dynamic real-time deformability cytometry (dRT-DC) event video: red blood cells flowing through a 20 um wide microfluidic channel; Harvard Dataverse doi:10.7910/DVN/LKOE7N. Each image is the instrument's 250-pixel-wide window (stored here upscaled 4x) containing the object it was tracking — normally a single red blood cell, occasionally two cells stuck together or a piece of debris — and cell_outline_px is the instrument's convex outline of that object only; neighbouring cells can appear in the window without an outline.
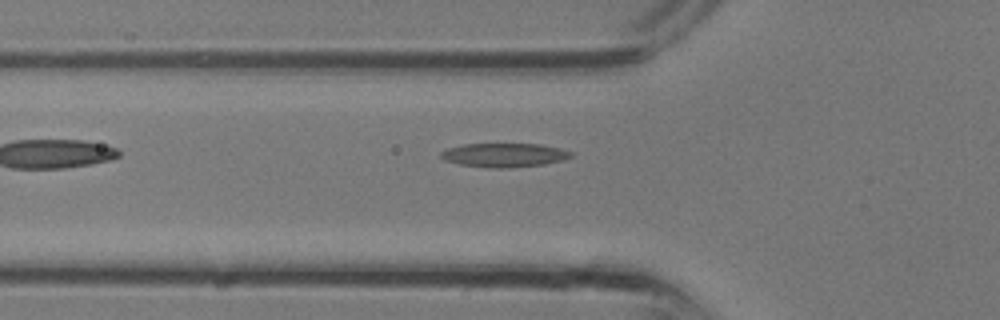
{"species": "common noctule bat (a hibernating species)", "species_latin": "Nyctalus noctula", "temperature_condition": "room temperature", "stored_images_in_passage": 3, "camera_frame_rate_fps": 3000, "um_per_image_px": 0.085, "animal": {"sex": "male", "body_mass_g": 13.3}, "frame": {"image": 1, "passage_image": 3, "time_ms": 0.667, "image_size_px": [1000, 320], "cell_outline_px": [[572, 156], [564, 160], [544, 164], [504, 168], [492, 168], [460, 164], [444, 160], [440, 156], [440, 152], [448, 148], [464, 144], [540, 144], [560, 148], [572, 152]], "centroid_in_image_um": [42.86, 13.18], "position_along_channel_um": 82.9, "area_um2": 18.03}}